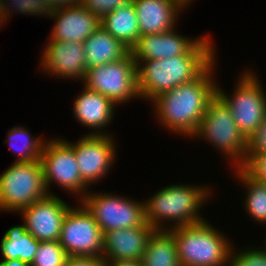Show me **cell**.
<instances>
[{
  "label": "cell",
  "mask_w": 266,
  "mask_h": 266,
  "mask_svg": "<svg viewBox=\"0 0 266 266\" xmlns=\"http://www.w3.org/2000/svg\"><path fill=\"white\" fill-rule=\"evenodd\" d=\"M169 231L174 235L181 266H229L233 243L207 219Z\"/></svg>",
  "instance_id": "4"
},
{
  "label": "cell",
  "mask_w": 266,
  "mask_h": 266,
  "mask_svg": "<svg viewBox=\"0 0 266 266\" xmlns=\"http://www.w3.org/2000/svg\"><path fill=\"white\" fill-rule=\"evenodd\" d=\"M49 40L84 42L101 27V19L81 5L54 9Z\"/></svg>",
  "instance_id": "15"
},
{
  "label": "cell",
  "mask_w": 266,
  "mask_h": 266,
  "mask_svg": "<svg viewBox=\"0 0 266 266\" xmlns=\"http://www.w3.org/2000/svg\"><path fill=\"white\" fill-rule=\"evenodd\" d=\"M191 138H201L217 148L228 161L234 162L232 168H238L245 160L248 140L236 125L230 108L216 93ZM230 159V160H229Z\"/></svg>",
  "instance_id": "5"
},
{
  "label": "cell",
  "mask_w": 266,
  "mask_h": 266,
  "mask_svg": "<svg viewBox=\"0 0 266 266\" xmlns=\"http://www.w3.org/2000/svg\"><path fill=\"white\" fill-rule=\"evenodd\" d=\"M206 185L170 184L144 200L145 220L155 230H169L186 226L205 218L200 214L201 207L210 201L213 192ZM169 221L171 224H164ZM171 225V226H166Z\"/></svg>",
  "instance_id": "3"
},
{
  "label": "cell",
  "mask_w": 266,
  "mask_h": 266,
  "mask_svg": "<svg viewBox=\"0 0 266 266\" xmlns=\"http://www.w3.org/2000/svg\"><path fill=\"white\" fill-rule=\"evenodd\" d=\"M25 126H15L7 133L8 140H4L5 144L11 148L17 158L15 162L24 163V162H34L41 159V153L43 146L45 144L41 136L31 137ZM19 145V146H18Z\"/></svg>",
  "instance_id": "24"
},
{
  "label": "cell",
  "mask_w": 266,
  "mask_h": 266,
  "mask_svg": "<svg viewBox=\"0 0 266 266\" xmlns=\"http://www.w3.org/2000/svg\"><path fill=\"white\" fill-rule=\"evenodd\" d=\"M115 137L86 134L75 143L64 140L73 148L82 180L88 185L95 184L106 177L116 160L118 147ZM109 171V172H108Z\"/></svg>",
  "instance_id": "12"
},
{
  "label": "cell",
  "mask_w": 266,
  "mask_h": 266,
  "mask_svg": "<svg viewBox=\"0 0 266 266\" xmlns=\"http://www.w3.org/2000/svg\"><path fill=\"white\" fill-rule=\"evenodd\" d=\"M141 35L165 33L177 25L183 8L174 0H132ZM179 14V15H178Z\"/></svg>",
  "instance_id": "19"
},
{
  "label": "cell",
  "mask_w": 266,
  "mask_h": 266,
  "mask_svg": "<svg viewBox=\"0 0 266 266\" xmlns=\"http://www.w3.org/2000/svg\"><path fill=\"white\" fill-rule=\"evenodd\" d=\"M73 105L75 119L89 130L91 128L89 135H107L102 129L112 122L117 107L109 98L83 87Z\"/></svg>",
  "instance_id": "18"
},
{
  "label": "cell",
  "mask_w": 266,
  "mask_h": 266,
  "mask_svg": "<svg viewBox=\"0 0 266 266\" xmlns=\"http://www.w3.org/2000/svg\"><path fill=\"white\" fill-rule=\"evenodd\" d=\"M142 266H181L174 235L169 230H154L141 258Z\"/></svg>",
  "instance_id": "23"
},
{
  "label": "cell",
  "mask_w": 266,
  "mask_h": 266,
  "mask_svg": "<svg viewBox=\"0 0 266 266\" xmlns=\"http://www.w3.org/2000/svg\"><path fill=\"white\" fill-rule=\"evenodd\" d=\"M38 248L39 241L27 232L24 222L8 229L0 242L2 260L20 259L27 266L32 264Z\"/></svg>",
  "instance_id": "22"
},
{
  "label": "cell",
  "mask_w": 266,
  "mask_h": 266,
  "mask_svg": "<svg viewBox=\"0 0 266 266\" xmlns=\"http://www.w3.org/2000/svg\"><path fill=\"white\" fill-rule=\"evenodd\" d=\"M83 86L109 98L115 106L139 99L137 67L131 52L124 58L87 69Z\"/></svg>",
  "instance_id": "8"
},
{
  "label": "cell",
  "mask_w": 266,
  "mask_h": 266,
  "mask_svg": "<svg viewBox=\"0 0 266 266\" xmlns=\"http://www.w3.org/2000/svg\"><path fill=\"white\" fill-rule=\"evenodd\" d=\"M201 37L191 39L176 29L165 33L141 35L130 52L135 61L156 60L186 54Z\"/></svg>",
  "instance_id": "17"
},
{
  "label": "cell",
  "mask_w": 266,
  "mask_h": 266,
  "mask_svg": "<svg viewBox=\"0 0 266 266\" xmlns=\"http://www.w3.org/2000/svg\"><path fill=\"white\" fill-rule=\"evenodd\" d=\"M41 160L12 163L0 174V211L17 212L48 196Z\"/></svg>",
  "instance_id": "6"
},
{
  "label": "cell",
  "mask_w": 266,
  "mask_h": 266,
  "mask_svg": "<svg viewBox=\"0 0 266 266\" xmlns=\"http://www.w3.org/2000/svg\"><path fill=\"white\" fill-rule=\"evenodd\" d=\"M40 160L49 195H52L49 189L52 183H57L68 193L79 196L80 202L90 188L80 176L73 148L61 138L45 140Z\"/></svg>",
  "instance_id": "10"
},
{
  "label": "cell",
  "mask_w": 266,
  "mask_h": 266,
  "mask_svg": "<svg viewBox=\"0 0 266 266\" xmlns=\"http://www.w3.org/2000/svg\"><path fill=\"white\" fill-rule=\"evenodd\" d=\"M254 73L247 69L239 75L232 96L225 94L217 85V94L230 108L236 125L247 140L255 134L266 117V92Z\"/></svg>",
  "instance_id": "7"
},
{
  "label": "cell",
  "mask_w": 266,
  "mask_h": 266,
  "mask_svg": "<svg viewBox=\"0 0 266 266\" xmlns=\"http://www.w3.org/2000/svg\"><path fill=\"white\" fill-rule=\"evenodd\" d=\"M1 4L5 11L6 21L11 17L10 13L14 11L35 17L45 15L47 18H50L53 13L49 0H2Z\"/></svg>",
  "instance_id": "26"
},
{
  "label": "cell",
  "mask_w": 266,
  "mask_h": 266,
  "mask_svg": "<svg viewBox=\"0 0 266 266\" xmlns=\"http://www.w3.org/2000/svg\"><path fill=\"white\" fill-rule=\"evenodd\" d=\"M50 7L54 9L78 6L81 4V0H49Z\"/></svg>",
  "instance_id": "33"
},
{
  "label": "cell",
  "mask_w": 266,
  "mask_h": 266,
  "mask_svg": "<svg viewBox=\"0 0 266 266\" xmlns=\"http://www.w3.org/2000/svg\"><path fill=\"white\" fill-rule=\"evenodd\" d=\"M235 169V177L245 186L246 194L243 203L244 209L247 211L252 220L257 224L266 225V186L263 182H258L247 177L239 168Z\"/></svg>",
  "instance_id": "25"
},
{
  "label": "cell",
  "mask_w": 266,
  "mask_h": 266,
  "mask_svg": "<svg viewBox=\"0 0 266 266\" xmlns=\"http://www.w3.org/2000/svg\"><path fill=\"white\" fill-rule=\"evenodd\" d=\"M177 2L184 10H187V6H190V4L193 2V0H174ZM189 4V5H188Z\"/></svg>",
  "instance_id": "37"
},
{
  "label": "cell",
  "mask_w": 266,
  "mask_h": 266,
  "mask_svg": "<svg viewBox=\"0 0 266 266\" xmlns=\"http://www.w3.org/2000/svg\"><path fill=\"white\" fill-rule=\"evenodd\" d=\"M108 266H142L141 261H107Z\"/></svg>",
  "instance_id": "34"
},
{
  "label": "cell",
  "mask_w": 266,
  "mask_h": 266,
  "mask_svg": "<svg viewBox=\"0 0 266 266\" xmlns=\"http://www.w3.org/2000/svg\"><path fill=\"white\" fill-rule=\"evenodd\" d=\"M232 248L229 266H266V251L261 247L243 248V250Z\"/></svg>",
  "instance_id": "28"
},
{
  "label": "cell",
  "mask_w": 266,
  "mask_h": 266,
  "mask_svg": "<svg viewBox=\"0 0 266 266\" xmlns=\"http://www.w3.org/2000/svg\"><path fill=\"white\" fill-rule=\"evenodd\" d=\"M68 257L59 241L39 242L30 266H66Z\"/></svg>",
  "instance_id": "27"
},
{
  "label": "cell",
  "mask_w": 266,
  "mask_h": 266,
  "mask_svg": "<svg viewBox=\"0 0 266 266\" xmlns=\"http://www.w3.org/2000/svg\"><path fill=\"white\" fill-rule=\"evenodd\" d=\"M66 266H108V263L103 258L69 256Z\"/></svg>",
  "instance_id": "32"
},
{
  "label": "cell",
  "mask_w": 266,
  "mask_h": 266,
  "mask_svg": "<svg viewBox=\"0 0 266 266\" xmlns=\"http://www.w3.org/2000/svg\"><path fill=\"white\" fill-rule=\"evenodd\" d=\"M266 153V117L255 134L248 140L247 154Z\"/></svg>",
  "instance_id": "31"
},
{
  "label": "cell",
  "mask_w": 266,
  "mask_h": 266,
  "mask_svg": "<svg viewBox=\"0 0 266 266\" xmlns=\"http://www.w3.org/2000/svg\"><path fill=\"white\" fill-rule=\"evenodd\" d=\"M215 60L199 77L163 92L152 101L160 125L177 135L191 138L217 93ZM214 71V72H213Z\"/></svg>",
  "instance_id": "1"
},
{
  "label": "cell",
  "mask_w": 266,
  "mask_h": 266,
  "mask_svg": "<svg viewBox=\"0 0 266 266\" xmlns=\"http://www.w3.org/2000/svg\"><path fill=\"white\" fill-rule=\"evenodd\" d=\"M101 26L113 37L120 40L129 50L141 36L134 5L120 6L101 19Z\"/></svg>",
  "instance_id": "21"
},
{
  "label": "cell",
  "mask_w": 266,
  "mask_h": 266,
  "mask_svg": "<svg viewBox=\"0 0 266 266\" xmlns=\"http://www.w3.org/2000/svg\"><path fill=\"white\" fill-rule=\"evenodd\" d=\"M56 194L48 195L19 213L25 228L39 242L59 241L64 217L71 206Z\"/></svg>",
  "instance_id": "13"
},
{
  "label": "cell",
  "mask_w": 266,
  "mask_h": 266,
  "mask_svg": "<svg viewBox=\"0 0 266 266\" xmlns=\"http://www.w3.org/2000/svg\"><path fill=\"white\" fill-rule=\"evenodd\" d=\"M80 201L93 215L103 233L139 227L146 222L144 200L141 202L112 192L95 193L89 190Z\"/></svg>",
  "instance_id": "9"
},
{
  "label": "cell",
  "mask_w": 266,
  "mask_h": 266,
  "mask_svg": "<svg viewBox=\"0 0 266 266\" xmlns=\"http://www.w3.org/2000/svg\"><path fill=\"white\" fill-rule=\"evenodd\" d=\"M46 44L41 52L40 70L57 78L84 79L87 69L83 42L49 40Z\"/></svg>",
  "instance_id": "14"
},
{
  "label": "cell",
  "mask_w": 266,
  "mask_h": 266,
  "mask_svg": "<svg viewBox=\"0 0 266 266\" xmlns=\"http://www.w3.org/2000/svg\"><path fill=\"white\" fill-rule=\"evenodd\" d=\"M266 240V239H265ZM264 251H266V242H265V245H264V247L262 246L261 247Z\"/></svg>",
  "instance_id": "38"
},
{
  "label": "cell",
  "mask_w": 266,
  "mask_h": 266,
  "mask_svg": "<svg viewBox=\"0 0 266 266\" xmlns=\"http://www.w3.org/2000/svg\"><path fill=\"white\" fill-rule=\"evenodd\" d=\"M154 230L145 222L139 227L104 233L102 258L106 261H141L147 241Z\"/></svg>",
  "instance_id": "16"
},
{
  "label": "cell",
  "mask_w": 266,
  "mask_h": 266,
  "mask_svg": "<svg viewBox=\"0 0 266 266\" xmlns=\"http://www.w3.org/2000/svg\"><path fill=\"white\" fill-rule=\"evenodd\" d=\"M86 69L124 58L130 50L102 26L84 42Z\"/></svg>",
  "instance_id": "20"
},
{
  "label": "cell",
  "mask_w": 266,
  "mask_h": 266,
  "mask_svg": "<svg viewBox=\"0 0 266 266\" xmlns=\"http://www.w3.org/2000/svg\"><path fill=\"white\" fill-rule=\"evenodd\" d=\"M208 37L202 35V38L183 55L135 61L140 98L152 101L163 92L199 77L217 59L213 41Z\"/></svg>",
  "instance_id": "2"
},
{
  "label": "cell",
  "mask_w": 266,
  "mask_h": 266,
  "mask_svg": "<svg viewBox=\"0 0 266 266\" xmlns=\"http://www.w3.org/2000/svg\"><path fill=\"white\" fill-rule=\"evenodd\" d=\"M0 266H27V265L20 259H15V260H1Z\"/></svg>",
  "instance_id": "35"
},
{
  "label": "cell",
  "mask_w": 266,
  "mask_h": 266,
  "mask_svg": "<svg viewBox=\"0 0 266 266\" xmlns=\"http://www.w3.org/2000/svg\"><path fill=\"white\" fill-rule=\"evenodd\" d=\"M132 0H81V6L102 19L113 10L131 3Z\"/></svg>",
  "instance_id": "30"
},
{
  "label": "cell",
  "mask_w": 266,
  "mask_h": 266,
  "mask_svg": "<svg viewBox=\"0 0 266 266\" xmlns=\"http://www.w3.org/2000/svg\"><path fill=\"white\" fill-rule=\"evenodd\" d=\"M77 205L64 217L59 243L68 256L102 258L104 233L86 207Z\"/></svg>",
  "instance_id": "11"
},
{
  "label": "cell",
  "mask_w": 266,
  "mask_h": 266,
  "mask_svg": "<svg viewBox=\"0 0 266 266\" xmlns=\"http://www.w3.org/2000/svg\"><path fill=\"white\" fill-rule=\"evenodd\" d=\"M6 22L7 21H6L5 11L0 1V26L4 27V24L6 25Z\"/></svg>",
  "instance_id": "36"
},
{
  "label": "cell",
  "mask_w": 266,
  "mask_h": 266,
  "mask_svg": "<svg viewBox=\"0 0 266 266\" xmlns=\"http://www.w3.org/2000/svg\"><path fill=\"white\" fill-rule=\"evenodd\" d=\"M238 168L254 181H266V153L246 154L244 162Z\"/></svg>",
  "instance_id": "29"
}]
</instances>
